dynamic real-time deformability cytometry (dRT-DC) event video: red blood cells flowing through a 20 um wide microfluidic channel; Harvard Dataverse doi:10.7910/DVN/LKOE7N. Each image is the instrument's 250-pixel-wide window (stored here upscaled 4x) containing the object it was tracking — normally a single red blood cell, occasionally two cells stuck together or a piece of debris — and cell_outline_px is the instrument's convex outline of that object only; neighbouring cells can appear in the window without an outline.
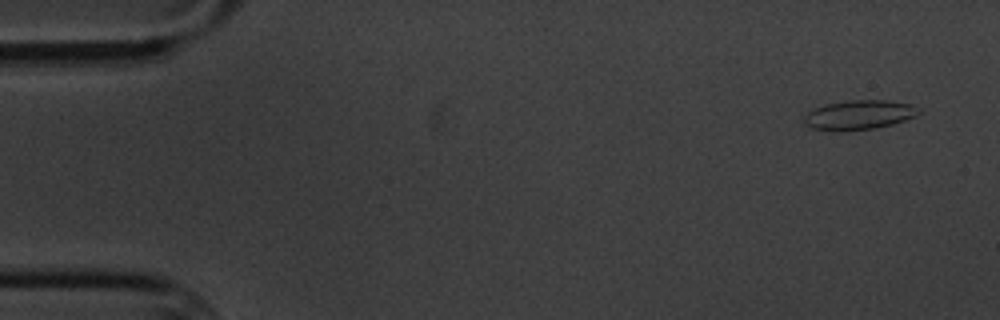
{"species": "common noctule bat (a hibernating species)", "species_latin": "Nyctalus noctula", "temperature_condition": "cold", "stored_images_in_passage": 4, "camera_frame_rate_fps": 3000, "um_per_image_px": 0.085, "animal": {"sex": "male", "body_mass_g": 20.1, "forearm_length_mm": 53.5}, "frame": {"image": 1, "passage_image": 1, "time_ms": 0.0, "image_size_px": [1000, 320], "cell_outline_px": [[920, 112], [916, 116], [892, 124], [876, 128], [848, 132], [812, 128], [804, 124], [804, 116], [808, 112], [824, 104], [848, 100], [888, 100], [912, 104], [920, 108]], "centroid_in_image_um": [73.03, 9.77], "position_along_channel_um": 12.0, "area_um2": 19.88}}